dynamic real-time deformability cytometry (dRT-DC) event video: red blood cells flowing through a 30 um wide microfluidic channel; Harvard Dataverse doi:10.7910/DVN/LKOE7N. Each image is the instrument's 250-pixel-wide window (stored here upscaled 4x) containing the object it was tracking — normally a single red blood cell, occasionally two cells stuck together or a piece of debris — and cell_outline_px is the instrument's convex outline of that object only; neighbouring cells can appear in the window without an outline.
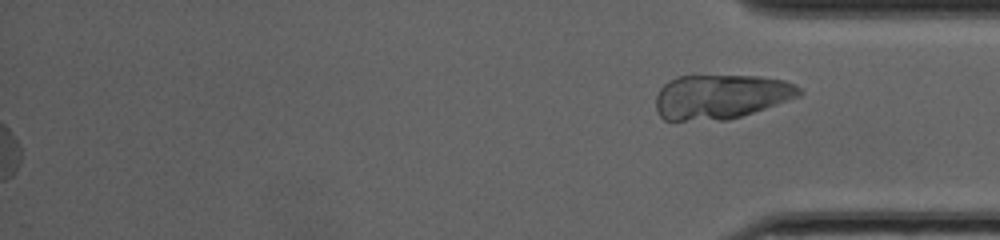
{"species": "common noctule bat (a hibernating species)", "species_latin": "Nyctalus noctula", "temperature_condition": "cold", "stored_images_in_passage": 44, "segment_of_instrument_passage": [2, 2], "camera_frame_rate_fps": 3000, "um_per_image_px": 0.085, "animal": {"sex": "female", "body_mass_g": 20.0, "forearm_length_mm": 54.0}, "frame": {"image": 1, "passage_image": 44, "time_ms": 14.333, "image_size_px": [1000, 240], "cell_outline_px": [[804, 92], [800, 96], [728, 120], [664, 120], [656, 112], [656, 96], [660, 88], [668, 80], [676, 76], [760, 76], [784, 80], [796, 84]], "centroid_in_image_um": [61.25, 8.21], "position_along_channel_um": 373.9, "area_um2": 37.22}}